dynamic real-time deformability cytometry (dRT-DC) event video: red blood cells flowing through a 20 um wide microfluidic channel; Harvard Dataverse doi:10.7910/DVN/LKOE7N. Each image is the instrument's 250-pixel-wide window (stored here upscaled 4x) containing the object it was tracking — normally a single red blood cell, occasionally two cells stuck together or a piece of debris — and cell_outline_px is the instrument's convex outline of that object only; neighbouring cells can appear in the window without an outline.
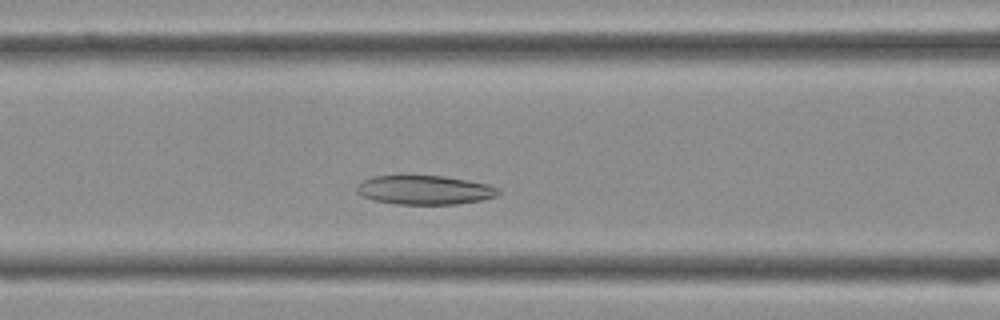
{"species": "Egyptian fruit bat (a non-hibernating species)", "species_latin": "Rousettus aegyptiacus", "temperature_condition": "cold", "stored_images_in_passage": 36, "camera_frame_rate_fps": 3000, "um_per_image_px": 0.085, "frame": {"image": 1, "passage_image": 11, "time_ms": 3.333, "image_size_px": [1000, 320], "cell_outline_px": [[500, 192], [496, 196], [480, 200], [456, 204], [396, 204], [376, 200], [364, 196], [356, 192], [356, 184], [360, 180], [372, 176], [444, 176], [468, 180], [488, 184], [500, 188]], "centroid_in_image_um": [36.08, 16.14], "position_along_channel_um": 130.5, "area_um2": 23.99}}
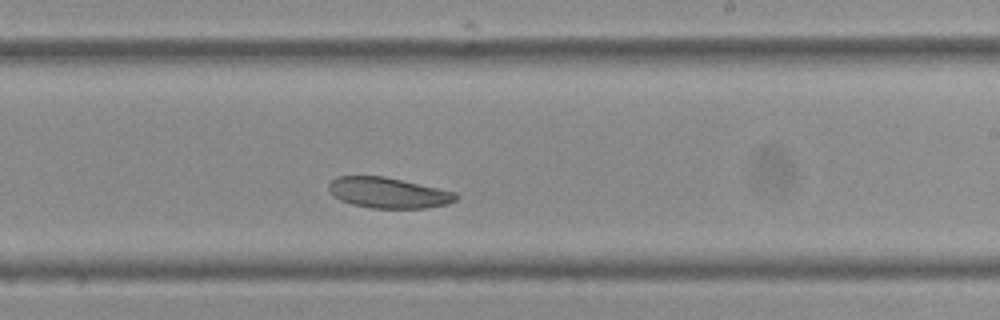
{"frame": {"image": 2, "passage_image": 19, "time_ms": 6.0, "image_size_px": [1000, 320], "cell_outline_px": [[460, 196], [456, 200], [448, 204], [424, 208], [372, 208], [352, 204], [340, 200], [332, 196], [328, 188], [328, 184], [336, 176], [384, 176], [456, 192]], "centroid_in_image_um": [32.99, 16.39], "position_along_channel_um": 256.0, "area_um2": 22.77}}
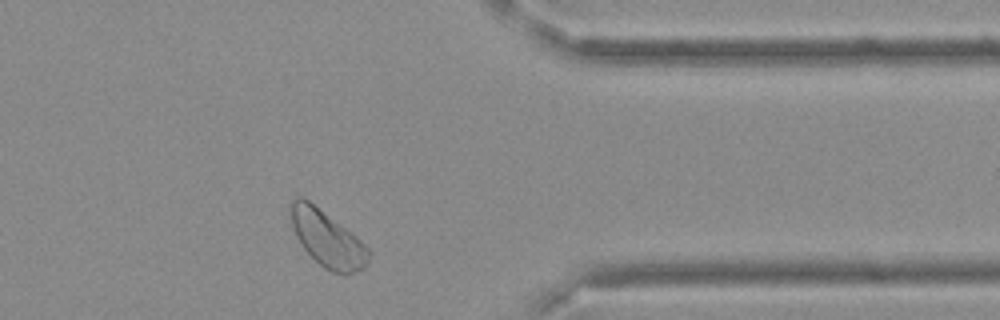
{"frame": {"image": 3, "passage_image": 28, "time_ms": 9.0, "image_size_px": [1000, 320], "cell_outline_px": [[372, 252], [364, 268], [344, 276], [332, 272], [324, 268], [304, 248], [296, 236], [292, 224], [288, 208], [288, 204], [296, 196], [300, 196], [308, 200], [356, 236]], "centroid_in_image_um": [27.81, 20.3], "position_along_channel_um": 383.6, "area_um2": 25.37}}